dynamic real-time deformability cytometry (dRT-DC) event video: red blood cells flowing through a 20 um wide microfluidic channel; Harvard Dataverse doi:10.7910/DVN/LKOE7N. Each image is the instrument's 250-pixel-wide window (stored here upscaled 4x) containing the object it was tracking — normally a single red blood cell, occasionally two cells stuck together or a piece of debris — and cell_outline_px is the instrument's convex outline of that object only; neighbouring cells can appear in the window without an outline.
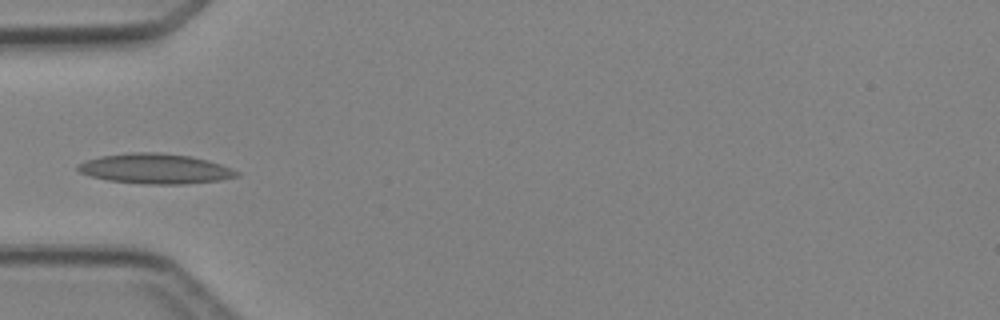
{"species": "Egyptian fruit bat (a non-hibernating species)", "species_latin": "Rousettus aegyptiacus", "temperature_condition": "cold", "stored_images_in_passage": 6, "camera_frame_rate_fps": 3000, "um_per_image_px": 0.085, "animal": {"sex": "female"}, "frame": {"image": 1, "passage_image": 5, "time_ms": 4.667, "image_size_px": [1000, 320], "cell_outline_px": [[240, 176], [220, 180], [184, 184], [148, 184], [108, 180], [92, 176], [80, 172], [76, 168], [80, 164], [88, 160], [100, 156], [128, 152], [160, 152], [188, 156], [208, 160], [232, 168], [240, 172]], "centroid_in_image_um": [13.24, 14.34], "position_along_channel_um": 71.8, "area_um2": 27.69}}
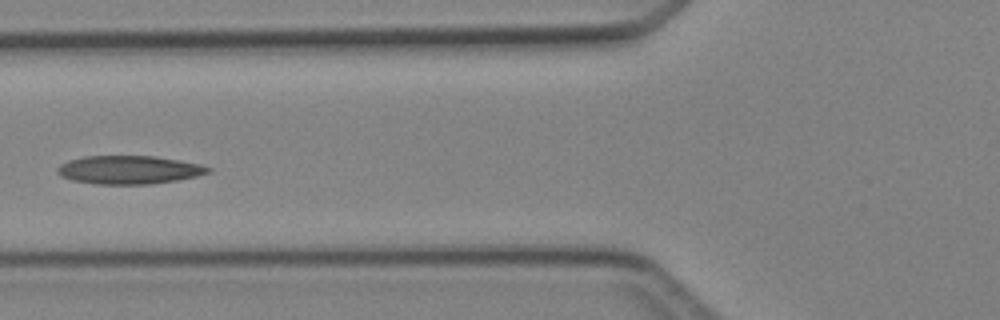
{"frame": {"image": 2, "passage_image": 6, "time_ms": 5.667, "image_size_px": [1000, 320], "cell_outline_px": [[212, 168], [208, 172], [196, 176], [176, 180], [152, 184], [96, 184], [72, 180], [60, 176], [56, 172], [56, 168], [60, 164], [68, 160], [84, 156], [152, 156], [200, 164]], "centroid_in_image_um": [10.9, 14.44], "position_along_channel_um": 114.9, "area_um2": 24.8}}